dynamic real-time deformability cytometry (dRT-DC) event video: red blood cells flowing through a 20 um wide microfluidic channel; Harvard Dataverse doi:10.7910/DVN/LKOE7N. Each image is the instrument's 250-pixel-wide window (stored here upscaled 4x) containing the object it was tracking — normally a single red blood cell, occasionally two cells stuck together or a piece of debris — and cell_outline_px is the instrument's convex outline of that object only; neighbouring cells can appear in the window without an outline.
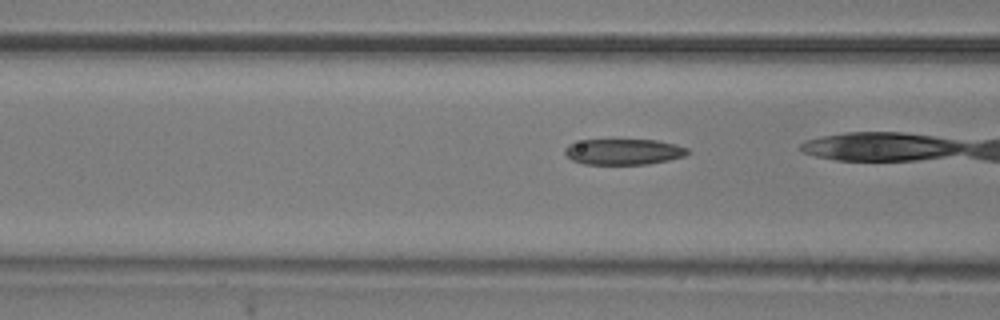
{"species": "common noctule bat (a hibernating species)", "species_latin": "Nyctalus noctula", "temperature_condition": "room temperature", "stored_images_in_passage": 22, "camera_frame_rate_fps": 3000, "um_per_image_px": 0.085, "animal": {"sex": "male", "body_mass_g": 20.5, "forearm_length_mm": 52.5}, "frame": {"image": 1, "passage_image": 4, "time_ms": 1.0, "image_size_px": [1000, 320], "cell_outline_px": [[692, 152], [684, 156], [668, 160], [648, 164], [584, 164], [572, 160], [564, 152], [564, 148], [568, 144], [584, 140], [656, 140], [676, 144], [688, 148]], "centroid_in_image_um": [53.03, 12.9], "position_along_channel_um": 113.6, "area_um2": 18.5}}